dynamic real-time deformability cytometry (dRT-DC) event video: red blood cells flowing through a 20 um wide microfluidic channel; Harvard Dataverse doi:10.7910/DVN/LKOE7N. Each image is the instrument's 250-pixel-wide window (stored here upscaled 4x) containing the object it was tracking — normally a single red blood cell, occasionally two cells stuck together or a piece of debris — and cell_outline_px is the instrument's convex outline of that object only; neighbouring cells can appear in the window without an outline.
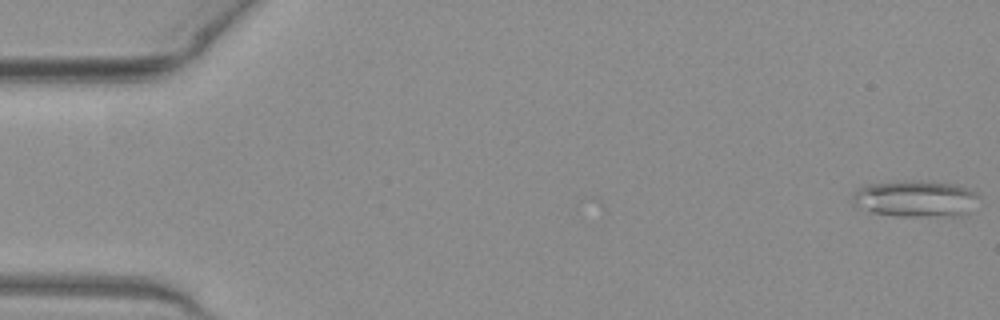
{"species": "common noctule bat (a hibernating species)", "species_latin": "Nyctalus noctula", "temperature_condition": "warm", "stored_images_in_passage": 6, "camera_frame_rate_fps": 3000, "um_per_image_px": 0.085, "animal": {"sex": "female", "body_mass_g": 19.3, "forearm_length_mm": 54.1}, "frame": {"image": 1, "passage_image": 1, "time_ms": 0.0, "image_size_px": [1000, 320], "cell_outline_px": [[980, 196], [968, 212], [964, 216], [896, 216], [872, 212], [852, 208], [852, 192], [864, 184], [900, 180], [928, 180], [956, 184], [968, 188], [976, 192]], "centroid_in_image_um": [77.75, 16.87], "position_along_channel_um": 7.3, "area_um2": 27.86}}